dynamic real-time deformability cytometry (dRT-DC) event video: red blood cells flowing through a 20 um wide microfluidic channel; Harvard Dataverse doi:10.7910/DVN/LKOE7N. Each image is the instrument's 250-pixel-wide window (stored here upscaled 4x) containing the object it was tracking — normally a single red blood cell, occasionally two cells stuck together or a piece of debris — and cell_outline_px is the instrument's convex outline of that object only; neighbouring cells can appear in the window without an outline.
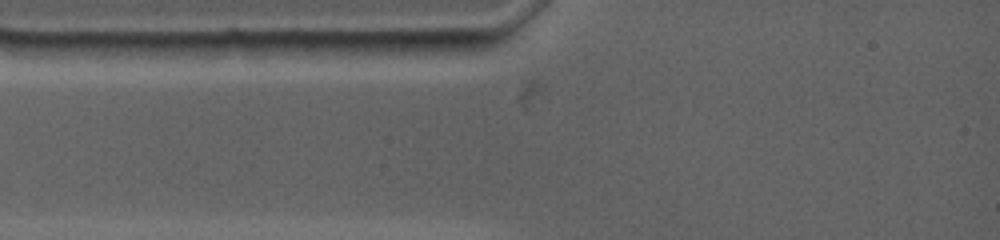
{"species": "common noctule bat (a hibernating species)", "species_latin": "Nyctalus noctula", "temperature_condition": "warm", "stored_images_in_passage": 1, "camera_frame_rate_fps": 4500, "um_per_image_px": 0.085, "animal": {"sex": "female", "body_mass_g": 19.0, "forearm_length_mm": 53.3}, "frame": {"image": 1, "passage_image": 1, "time_ms": 0.0, "image_size_px": [1000, 240], "cell_outline_px": [[500, 40], [496, 44], [476, 56], [428, 60], [420, 60], [348, 56], [348, 40], [500, 36]], "centroid_in_image_um": [35.85, 4.06], "position_along_channel_um": 49.2, "area_um2": 20.46}}